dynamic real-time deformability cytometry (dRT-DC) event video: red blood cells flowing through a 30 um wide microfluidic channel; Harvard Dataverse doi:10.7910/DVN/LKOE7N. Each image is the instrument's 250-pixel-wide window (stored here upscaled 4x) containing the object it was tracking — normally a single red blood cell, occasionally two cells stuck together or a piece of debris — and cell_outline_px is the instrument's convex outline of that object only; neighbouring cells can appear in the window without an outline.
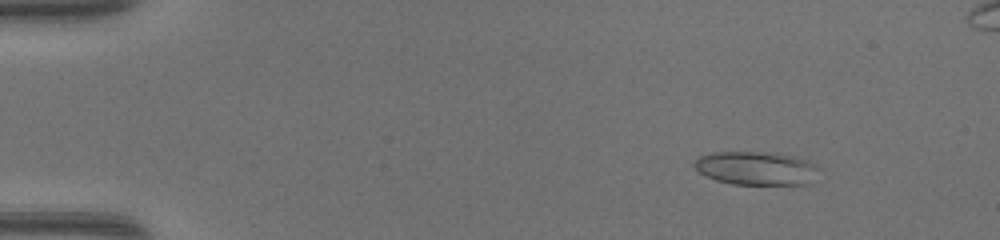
{"species": "common noctule bat (a hibernating species)", "species_latin": "Nyctalus noctula", "temperature_condition": "warm", "stored_images_in_passage": 49, "segment_of_instrument_passage": [1, 2], "camera_frame_rate_fps": 3000, "um_per_image_px": 0.085, "animal": {"sex": "female", "body_mass_g": 17.0, "forearm_length_mm": 48.0}, "frame": {"image": 1, "passage_image": 6, "time_ms": 1.667, "image_size_px": [1000, 240], "cell_outline_px": [[820, 168], [812, 184], [732, 184], [716, 180], [704, 176], [692, 164], [700, 156], [712, 152], [760, 152], [796, 156], [808, 160], [816, 164]], "centroid_in_image_um": [64.32, 14.3], "position_along_channel_um": 20.7, "area_um2": 24.51}}
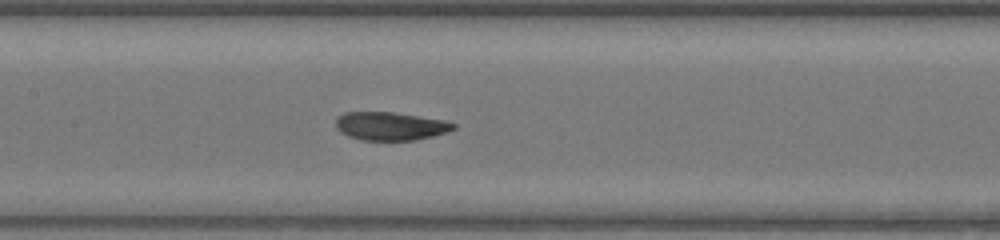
{"frame": {"image": 2, "passage_image": 24, "time_ms": 7.667, "image_size_px": [1000, 240], "cell_outline_px": [[456, 128], [448, 132], [416, 140], [360, 140], [348, 136], [340, 132], [336, 128], [336, 120], [344, 112], [392, 112], [444, 120], [456, 124]], "centroid_in_image_um": [33.19, 10.72], "position_along_channel_um": 174.2, "area_um2": 19.36}}
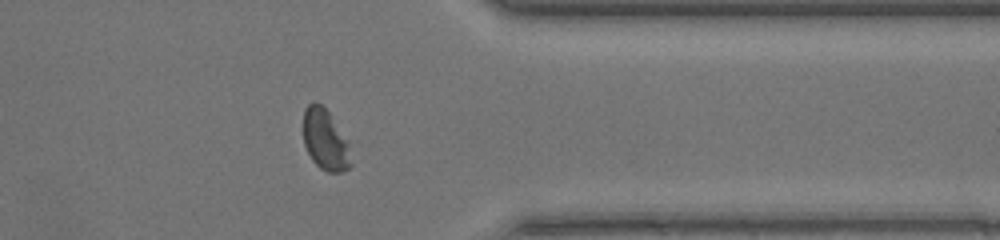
{"frame": {"image": 3, "passage_image": 39, "time_ms": 12.667, "image_size_px": [1000, 240], "cell_outline_px": [[352, 164], [348, 168], [340, 172], [328, 172], [320, 168], [312, 160], [304, 144], [304, 108], [312, 100], [320, 104], [328, 112], [348, 144]], "centroid_in_image_um": [27.62, 11.89], "position_along_channel_um": 383.8, "area_um2": 16.53}}